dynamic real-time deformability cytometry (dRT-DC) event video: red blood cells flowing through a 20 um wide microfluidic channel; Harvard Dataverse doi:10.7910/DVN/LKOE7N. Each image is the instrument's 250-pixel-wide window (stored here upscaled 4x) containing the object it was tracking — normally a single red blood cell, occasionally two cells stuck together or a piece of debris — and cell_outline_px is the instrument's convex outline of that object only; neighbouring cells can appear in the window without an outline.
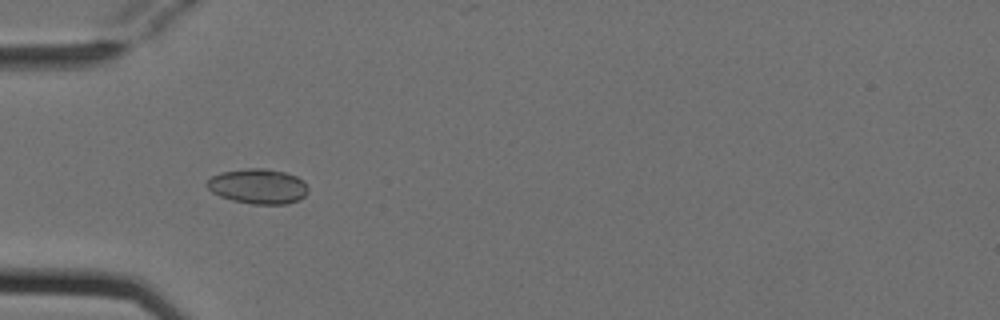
{"species": "Egyptian fruit bat (a non-hibernating species)", "species_latin": "Rousettus aegyptiacus", "temperature_condition": "cold", "stored_images_in_passage": 4, "camera_frame_rate_fps": 3000, "um_per_image_px": 0.085, "animal": {"sex": "female"}, "frame": {"image": 1, "passage_image": 4, "time_ms": 1.0, "image_size_px": [1000, 320], "cell_outline_px": [[308, 192], [300, 200], [288, 204], [252, 204], [232, 200], [220, 196], [212, 192], [204, 184], [212, 176], [220, 172], [248, 168], [264, 168], [284, 172], [296, 176], [304, 180], [308, 188]], "centroid_in_image_um": [21.94, 15.84], "position_along_channel_um": 63.1, "area_um2": 20.81}}